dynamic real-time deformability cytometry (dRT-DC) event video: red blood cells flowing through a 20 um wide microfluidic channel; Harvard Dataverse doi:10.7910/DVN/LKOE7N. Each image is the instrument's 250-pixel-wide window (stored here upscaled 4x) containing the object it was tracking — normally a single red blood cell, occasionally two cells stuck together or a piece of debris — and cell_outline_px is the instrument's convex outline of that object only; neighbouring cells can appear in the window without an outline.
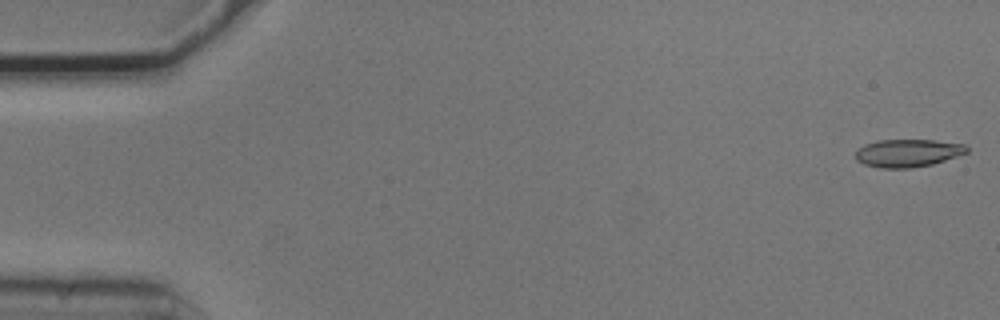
{"species": "common noctule bat (a hibernating species)", "species_latin": "Nyctalus noctula", "temperature_condition": "cold", "stored_images_in_passage": 54, "camera_frame_rate_fps": 3000, "um_per_image_px": 0.085, "animal": {"sex": "male", "body_mass_g": 20.5, "forearm_length_mm": 52.5}, "frame": {"image": 1, "passage_image": 1, "time_ms": 0.0, "image_size_px": [1000, 320], "cell_outline_px": [[968, 152], [932, 164], [912, 168], [880, 168], [864, 164], [856, 160], [856, 152], [864, 144], [880, 140], [936, 140], [964, 144], [968, 148]], "centroid_in_image_um": [77.16, 13.01], "position_along_channel_um": 7.8, "area_um2": 17.92}}
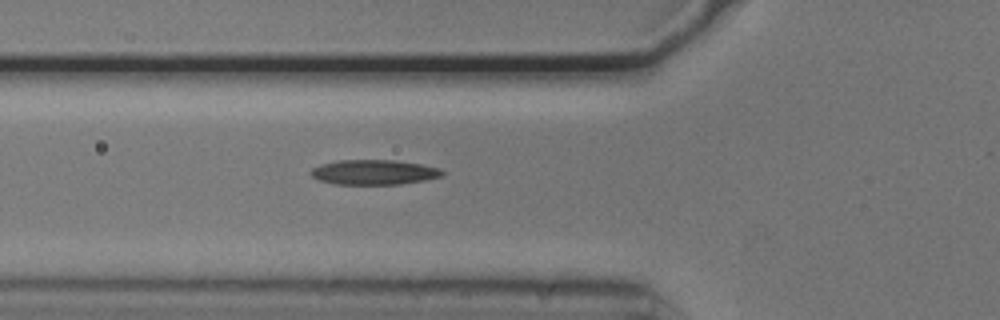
{"frame": {"image": 2, "passage_image": 19, "time_ms": 6.0, "image_size_px": [1000, 320], "cell_outline_px": [[444, 176], [424, 180], [400, 184], [332, 184], [320, 180], [312, 176], [308, 172], [312, 168], [320, 164], [340, 160], [396, 160], [420, 164], [440, 168], [444, 172]], "centroid_in_image_um": [31.78, 14.63], "position_along_channel_um": 94.0, "area_um2": 19.13}}
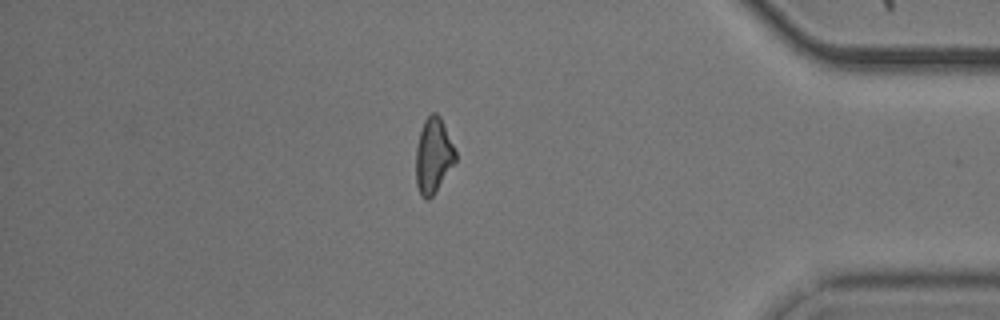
{"frame": {"image": 3, "passage_image": 46, "time_ms": 15.0, "image_size_px": [1000, 320], "cell_outline_px": [[456, 160], [432, 196], [428, 200], [424, 200], [420, 196], [416, 184], [416, 148], [420, 132], [424, 120], [432, 112], [436, 112], [440, 116], [456, 152]], "centroid_in_image_um": [36.81, 13.24], "position_along_channel_um": 398.4, "area_um2": 17.17}, "authors_computed_cell_mechanics": {"area_um2": 18.3804, "velocity_mm_per_s": 3.7429, "shape_relaxation_time_tau1_ms": 4.9178, "shape_relaxation_time_tau2_ms": 3.1711, "deformation_change_tau1": 0.1284, "deformation_change_tau2": 0.1208}}